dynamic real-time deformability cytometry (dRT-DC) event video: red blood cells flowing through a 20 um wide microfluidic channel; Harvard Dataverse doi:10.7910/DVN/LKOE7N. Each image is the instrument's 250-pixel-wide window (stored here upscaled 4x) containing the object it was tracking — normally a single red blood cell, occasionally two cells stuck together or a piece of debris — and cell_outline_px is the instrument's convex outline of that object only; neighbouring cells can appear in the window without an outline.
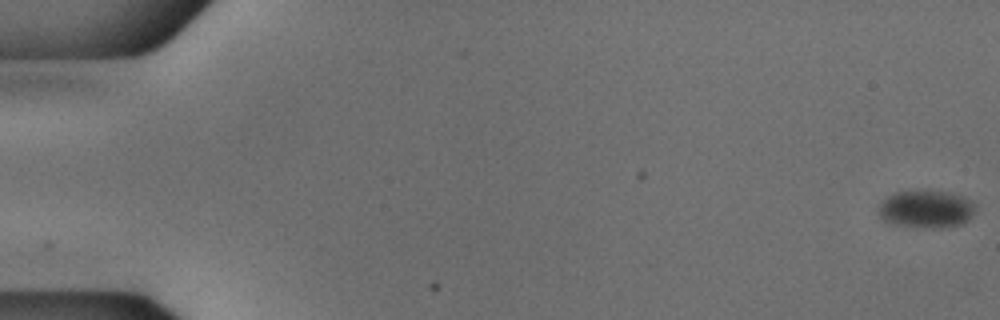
{"species": "common noctule bat (a hibernating species)", "species_latin": "Nyctalus noctula", "temperature_condition": "cold", "stored_images_in_passage": 55, "camera_frame_rate_fps": 3000, "um_per_image_px": 0.085, "animal": {"sex": "male", "body_mass_g": 18.8}, "frame": {"image": 1, "passage_image": 1, "time_ms": 0.0, "image_size_px": [1000, 320], "cell_outline_px": [[976, 204], [968, 220], [960, 224], [940, 228], [916, 228], [888, 224], [876, 212], [880, 204], [888, 196], [896, 192], [944, 192], [964, 196]], "centroid_in_image_um": [78.68, 17.81], "position_along_channel_um": 6.3, "area_um2": 21.15}}
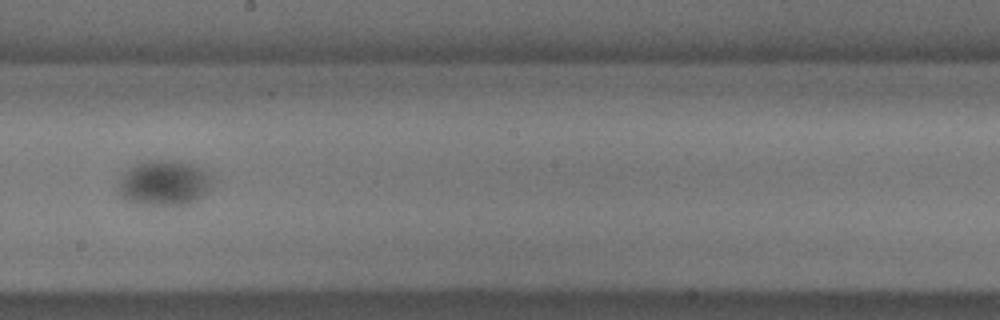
{"frame": {"image": 2, "passage_image": 32, "time_ms": 10.333, "image_size_px": [1000, 320], "cell_outline_px": [[216, 180], [196, 200], [188, 204], [148, 204], [128, 200], [120, 196], [120, 180], [128, 168], [136, 164], [148, 160], [172, 160], [192, 164], [212, 172]], "centroid_in_image_um": [14.02, 15.51], "position_along_channel_um": 234.2, "area_um2": 24.51}}
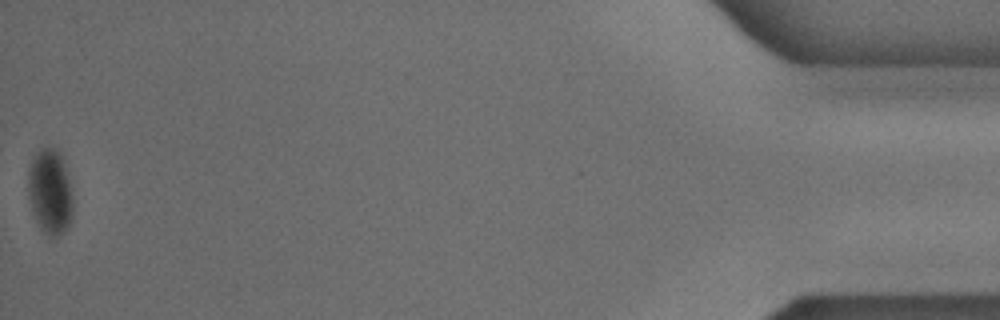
{"frame": {"image": 3, "passage_image": 55, "time_ms": 18.0, "image_size_px": [1000, 320], "cell_outline_px": [[72, 220], [68, 228], [64, 232], [56, 236], [48, 236], [40, 228], [32, 212], [28, 196], [28, 172], [32, 160], [36, 152], [44, 148], [56, 148], [60, 156], [68, 180], [72, 196]], "centroid_in_image_um": [4.24, 16.36], "position_along_channel_um": 431.0, "area_um2": 21.96}}